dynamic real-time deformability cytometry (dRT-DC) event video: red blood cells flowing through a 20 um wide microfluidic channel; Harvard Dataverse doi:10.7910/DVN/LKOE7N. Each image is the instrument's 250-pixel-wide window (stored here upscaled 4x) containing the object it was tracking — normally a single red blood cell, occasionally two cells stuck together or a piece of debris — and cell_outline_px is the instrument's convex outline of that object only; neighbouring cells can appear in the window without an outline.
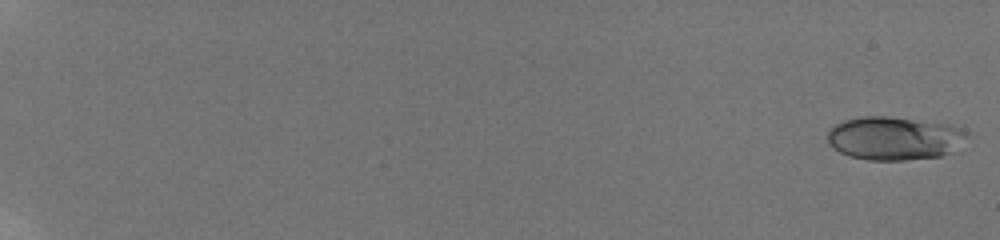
{"species": "human", "species_latin": "Homo sapiens", "temperature_condition": "room temperature", "stored_images_in_passage": 58, "camera_frame_rate_fps": 3000, "um_per_image_px": 0.085, "donor": {"sex": "male"}, "frame": {"image": 1, "passage_image": 1, "time_ms": 0.0, "image_size_px": [1000, 240], "cell_outline_px": [[968, 136], [948, 152], [940, 156], [904, 160], [868, 160], [848, 156], [832, 148], [828, 144], [828, 132], [836, 124], [844, 120], [864, 116], [888, 116], [948, 124], [964, 132]], "centroid_in_image_um": [75.92, 11.75], "position_along_channel_um": 9.1, "area_um2": 34.74}}
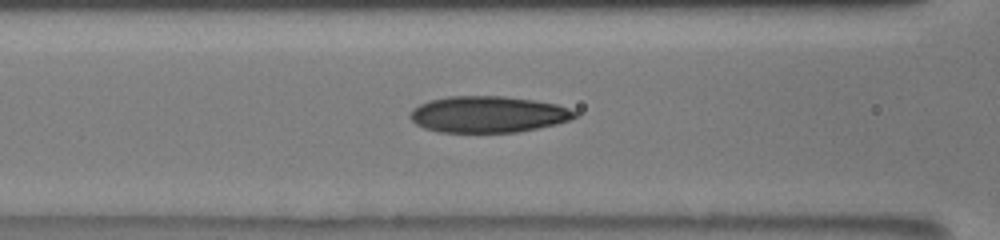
{"frame": {"image": 2, "passage_image": 29, "time_ms": 9.333, "image_size_px": [1000, 240], "cell_outline_px": [[580, 116], [556, 124], [520, 132], [440, 132], [424, 128], [416, 124], [408, 116], [412, 108], [428, 100], [448, 96], [504, 96], [532, 100], [556, 104], [568, 108], [576, 112]], "centroid_in_image_um": [41.46, 9.72], "position_along_channel_um": 125.1, "area_um2": 35.03}}
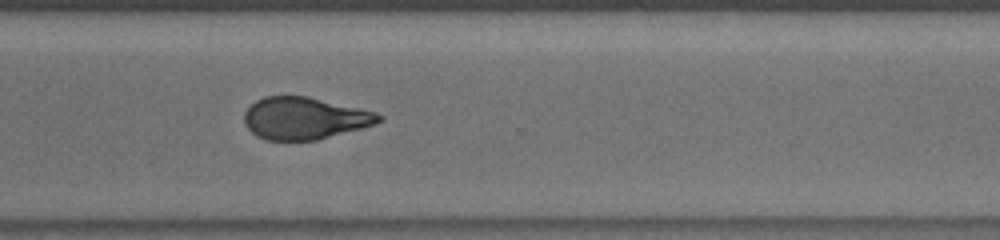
{"frame": {"image": 3, "passage_image": 46, "time_ms": 15.0, "image_size_px": [1000, 240], "cell_outline_px": [[384, 120], [360, 128], [316, 140], [268, 140], [256, 136], [244, 124], [244, 112], [256, 100], [264, 96], [308, 96], [376, 112], [384, 116]], "centroid_in_image_um": [25.87, 10.04], "position_along_channel_um": 344.7, "area_um2": 32.83}, "authors_computed_cell_mechanics": {"area_um2": 33.5818, "velocity_mm_per_s": 3.8827, "shape_relaxation_time_tau1_ms": 5.987, "shape_relaxation_time_tau2_ms": 1.9291, "deformation_change_tau1": 0.1626, "deformation_change_tau2": 0.0811}}